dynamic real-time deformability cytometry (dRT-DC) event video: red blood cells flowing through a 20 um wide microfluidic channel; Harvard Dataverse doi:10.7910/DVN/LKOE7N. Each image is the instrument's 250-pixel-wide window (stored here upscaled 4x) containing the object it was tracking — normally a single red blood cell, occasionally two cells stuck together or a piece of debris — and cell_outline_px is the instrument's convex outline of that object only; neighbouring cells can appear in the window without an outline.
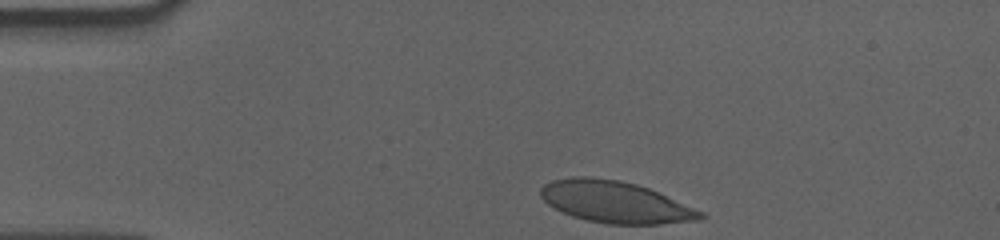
{"species": "human", "species_latin": "Homo sapiens", "temperature_condition": "cold", "stored_images_in_passage": 37, "camera_frame_rate_fps": 3000, "um_per_image_px": 0.085, "donor": {"sex": "male"}, "frame": {"image": 1, "passage_image": 1, "time_ms": 0.0, "image_size_px": [1000, 240], "cell_outline_px": [[708, 216], [700, 220], [660, 224], [608, 224], [588, 220], [572, 216], [548, 204], [540, 196], [540, 188], [544, 184], [552, 180], [572, 176], [584, 176], [620, 180], [636, 184], [648, 188], [704, 212]], "centroid_in_image_um": [52.3, 17.17], "position_along_channel_um": 32.7, "area_um2": 38.73}}
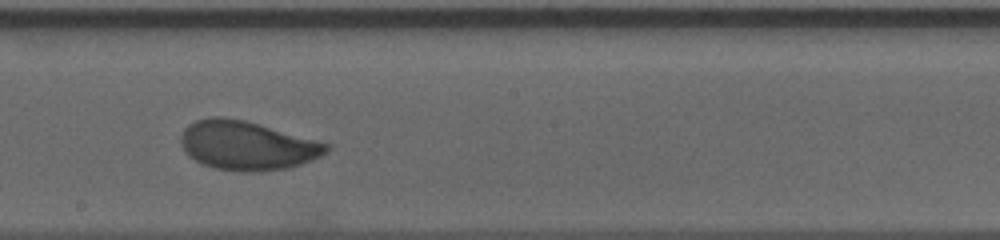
{"frame": {"image": 2, "passage_image": 22, "time_ms": 7.0, "image_size_px": [1000, 240], "cell_outline_px": [[332, 144], [320, 156], [312, 160], [288, 168], [252, 172], [244, 172], [216, 168], [204, 164], [188, 156], [184, 152], [180, 144], [180, 136], [184, 128], [188, 124], [196, 120], [212, 116], [224, 116], [244, 120], [320, 140]], "centroid_in_image_um": [20.98, 12.35], "position_along_channel_um": 227.2, "area_um2": 41.79}}
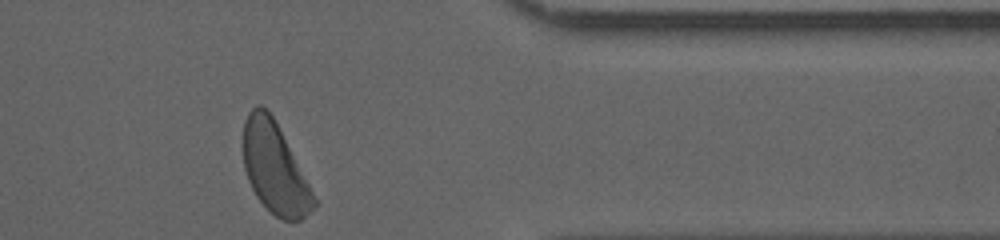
{"frame": {"image": 3, "passage_image": 37, "time_ms": 12.0, "image_size_px": [1000, 240], "cell_outline_px": [[316, 208], [300, 220], [280, 220], [256, 196], [248, 180], [244, 168], [244, 120], [248, 112], [256, 104], [260, 104], [272, 116], [308, 184], [316, 200]], "centroid_in_image_um": [23.33, 14.32], "position_along_channel_um": 388.1, "area_um2": 36.24}, "authors_computed_cell_mechanics": {"area_um2": 40.46, "velocity_mm_per_s": 3.5396, "shape_relaxation_time_tau1_ms": 4.9581, "shape_relaxation_time_tau2_ms": null, "deformation_change_tau1": 0.1711, "deformation_change_tau2": null}}